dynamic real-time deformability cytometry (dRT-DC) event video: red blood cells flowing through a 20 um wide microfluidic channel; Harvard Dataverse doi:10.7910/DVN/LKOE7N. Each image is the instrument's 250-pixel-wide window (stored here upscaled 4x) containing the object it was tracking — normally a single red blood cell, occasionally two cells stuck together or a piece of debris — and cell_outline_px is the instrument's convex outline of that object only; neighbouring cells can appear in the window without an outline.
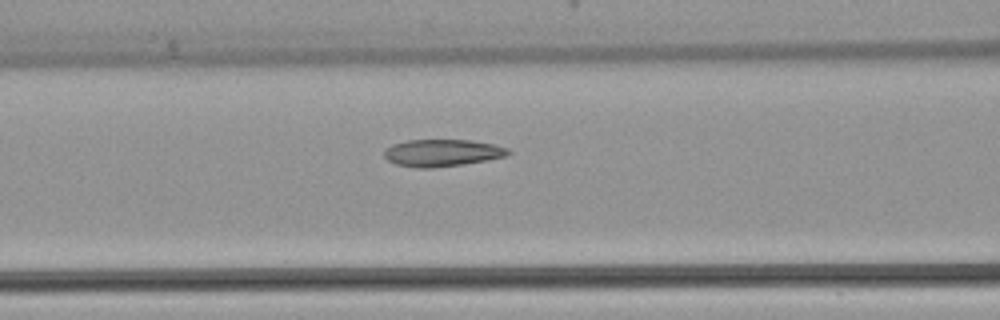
{"species": "common noctule bat (a hibernating species)", "species_latin": "Nyctalus noctula", "temperature_condition": "warm", "stored_images_in_passage": 33, "camera_frame_rate_fps": 3000, "um_per_image_px": 0.085, "animal": {"sex": "female", "body_mass_g": 22.7, "forearm_length_mm": 54.2}, "frame": {"image": 1, "passage_image": 13, "time_ms": 4.0, "image_size_px": [1000, 320], "cell_outline_px": [[512, 152], [508, 156], [488, 160], [432, 168], [416, 168], [396, 164], [388, 160], [384, 156], [384, 152], [392, 144], [408, 140], [472, 140], [492, 144], [508, 148]], "centroid_in_image_um": [37.61, 12.99], "position_along_channel_um": 129.0, "area_um2": 19.54}}
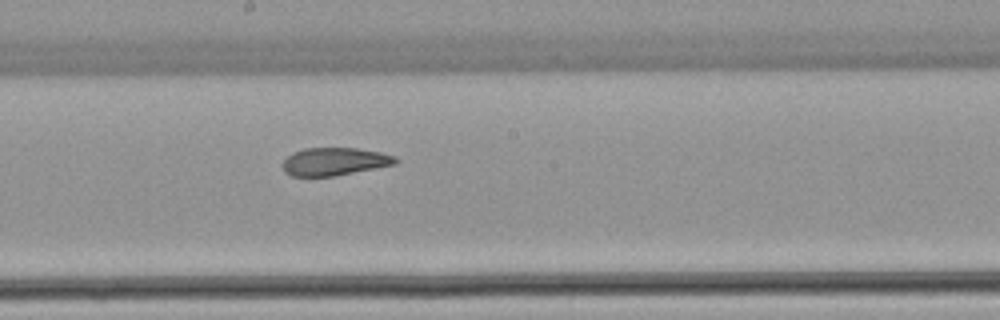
{"frame": {"image": 2, "passage_image": 19, "time_ms": 6.0, "image_size_px": [1000, 320], "cell_outline_px": [[400, 160], [396, 164], [336, 176], [292, 176], [284, 172], [280, 164], [292, 152], [304, 148], [356, 148], [380, 152], [396, 156]], "centroid_in_image_um": [28.42, 13.73], "position_along_channel_um": 219.8, "area_um2": 18.55}}
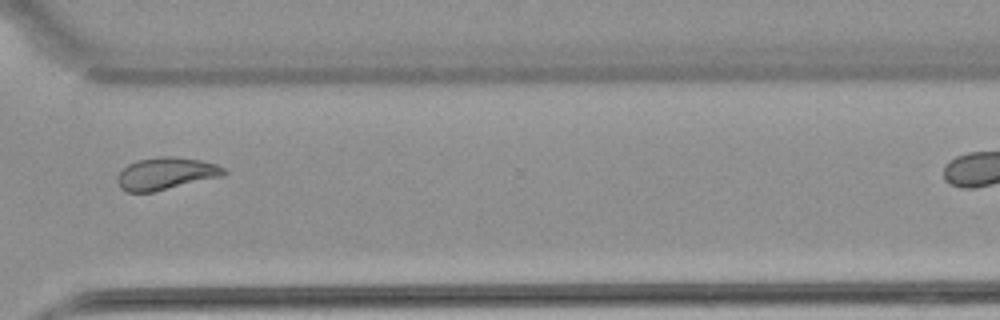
{"frame": {"image": 3, "passage_image": 28, "time_ms": 9.0, "image_size_px": [1000, 320], "cell_outline_px": [[228, 172], [224, 176], [152, 192], [128, 192], [120, 188], [116, 180], [116, 176], [128, 164], [136, 160], [156, 156], [176, 156], [200, 160], [216, 164], [224, 168]], "centroid_in_image_um": [14.1, 14.74], "position_along_channel_um": 356.5, "area_um2": 20.23}}